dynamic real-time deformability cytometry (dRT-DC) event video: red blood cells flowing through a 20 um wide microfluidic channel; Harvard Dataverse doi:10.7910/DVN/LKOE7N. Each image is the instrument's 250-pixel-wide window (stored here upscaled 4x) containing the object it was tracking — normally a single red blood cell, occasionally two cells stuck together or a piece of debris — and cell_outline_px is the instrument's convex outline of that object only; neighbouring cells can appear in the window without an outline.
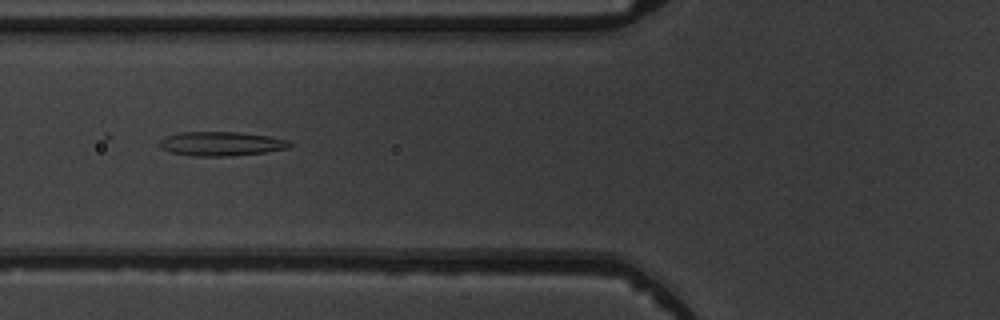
{"species": "common noctule bat (a hibernating species)", "species_latin": "Nyctalus noctula", "temperature_condition": "warm", "stored_images_in_passage": 6, "camera_frame_rate_fps": 3000, "um_per_image_px": 0.085, "animal": {"sex": "male", "body_mass_g": 19.5, "forearm_length_mm": 54.6}, "frame": {"image": 1, "passage_image": 5, "time_ms": 5.333, "image_size_px": [1000, 320], "cell_outline_px": [[292, 144], [288, 148], [268, 152], [232, 156], [192, 156], [172, 152], [160, 148], [160, 140], [168, 136], [180, 132], [240, 132], [268, 136], [292, 140]], "centroid_in_image_um": [18.87, 12.22], "position_along_channel_um": 106.9, "area_um2": 18.44}}
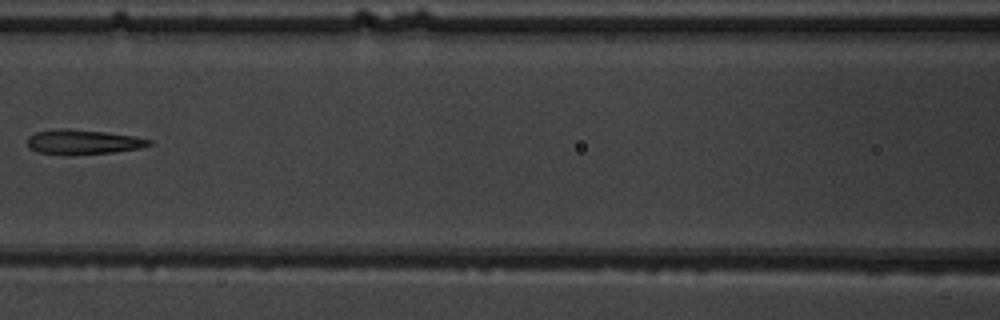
{"frame": {"image": 2, "passage_image": 6, "time_ms": 6.667, "image_size_px": [1000, 320], "cell_outline_px": [[152, 144], [140, 148], [112, 152], [36, 152], [28, 144], [28, 136], [36, 132], [56, 128], [64, 128], [104, 132], [132, 136], [152, 140]], "centroid_in_image_um": [7.08, 12.01], "position_along_channel_um": 159.5, "area_um2": 16.47}}